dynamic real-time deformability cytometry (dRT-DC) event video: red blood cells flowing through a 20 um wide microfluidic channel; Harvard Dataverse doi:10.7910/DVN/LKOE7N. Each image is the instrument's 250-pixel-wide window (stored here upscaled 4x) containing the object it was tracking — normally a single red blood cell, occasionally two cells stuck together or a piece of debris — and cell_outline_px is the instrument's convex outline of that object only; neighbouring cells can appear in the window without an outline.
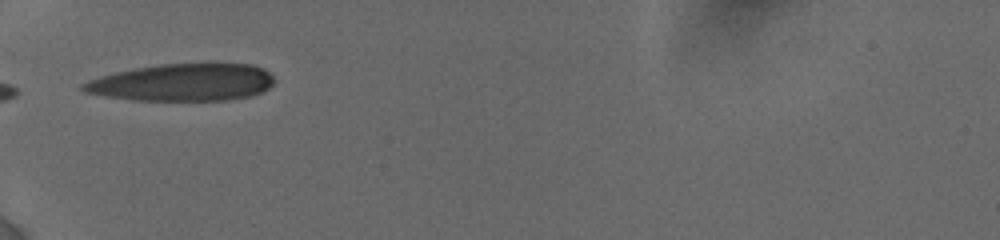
{"species": "human", "species_latin": "Homo sapiens", "temperature_condition": "cold", "stored_images_in_passage": 6, "camera_frame_rate_fps": 3000, "um_per_image_px": 0.085, "donor": {"sex": "female"}, "frame": {"image": 1, "passage_image": 1, "time_ms": 0.0, "image_size_px": [1000, 240], "cell_outline_px": [[272, 84], [268, 88], [252, 96], [228, 100], [132, 100], [104, 96], [84, 92], [80, 88], [80, 84], [100, 76], [116, 72], [136, 68], [160, 64], [216, 60], [252, 64], [264, 68], [272, 76]], "centroid_in_image_um": [15.57, 6.96], "position_along_channel_um": 69.4, "area_um2": 42.71}}
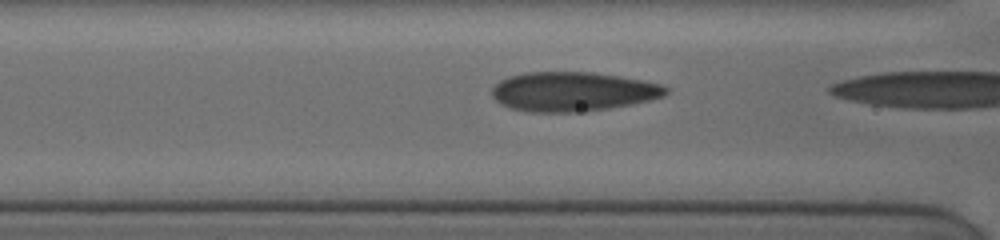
{"frame": {"image": 2, "passage_image": 4, "time_ms": 0.667, "image_size_px": [1000, 240], "cell_outline_px": [[668, 92], [664, 96], [648, 100], [608, 108], [576, 112], [524, 112], [512, 108], [496, 100], [492, 96], [492, 88], [500, 80], [508, 76], [524, 72], [592, 72], [620, 76], [660, 84], [668, 88]], "centroid_in_image_um": [48.65, 7.78], "position_along_channel_um": 118.0, "area_um2": 39.65}}